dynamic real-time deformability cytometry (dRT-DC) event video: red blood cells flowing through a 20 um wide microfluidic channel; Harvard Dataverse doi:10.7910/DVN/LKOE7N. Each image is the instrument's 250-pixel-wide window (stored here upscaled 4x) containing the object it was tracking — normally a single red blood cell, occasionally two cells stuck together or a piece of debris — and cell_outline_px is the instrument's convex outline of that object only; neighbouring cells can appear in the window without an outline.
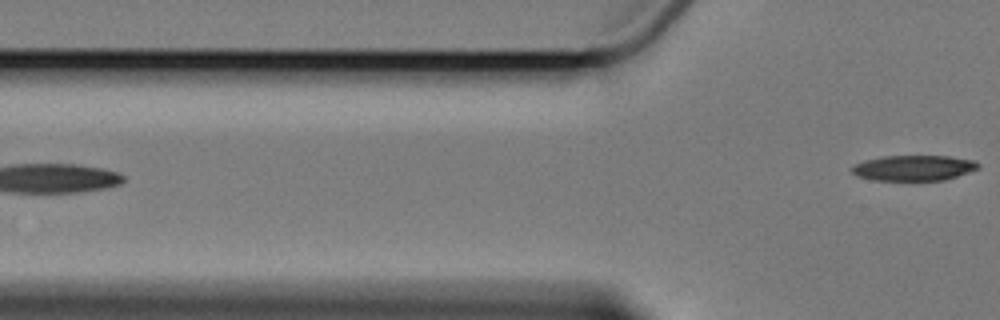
{"species": "Egyptian fruit bat (a non-hibernating species)", "species_latin": "Rousettus aegyptiacus", "temperature_condition": "cold", "stored_images_in_passage": 6, "camera_frame_rate_fps": 3000, "um_per_image_px": 0.085, "animal": {"sex": "female"}, "frame": {"image": 1, "passage_image": 6, "time_ms": 7.0, "image_size_px": [1000, 320], "cell_outline_px": [[980, 168], [944, 180], [872, 180], [860, 176], [852, 172], [852, 168], [856, 164], [864, 160], [884, 156], [948, 156], [972, 160], [980, 164]], "centroid_in_image_um": [77.68, 14.27], "position_along_channel_um": 48.1, "area_um2": 18.5}}